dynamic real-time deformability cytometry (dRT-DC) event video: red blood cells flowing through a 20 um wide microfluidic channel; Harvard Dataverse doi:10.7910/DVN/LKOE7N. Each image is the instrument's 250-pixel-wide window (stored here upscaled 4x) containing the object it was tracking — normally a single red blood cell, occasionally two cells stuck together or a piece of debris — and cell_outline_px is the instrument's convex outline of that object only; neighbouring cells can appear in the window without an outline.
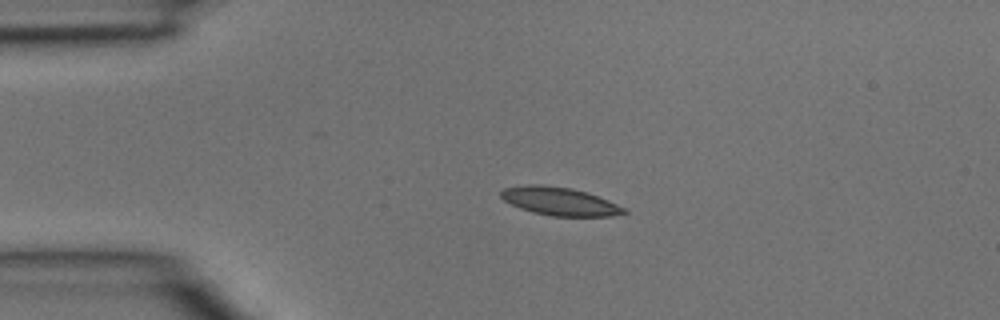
{"species": "common noctule bat (a hibernating species)", "species_latin": "Nyctalus noctula", "temperature_condition": "room temperature", "stored_images_in_passage": 1, "camera_frame_rate_fps": 3000, "um_per_image_px": 0.085, "animal": {"sex": "male", "body_mass_g": 15.6}, "frame": {"image": 1, "passage_image": 1, "time_ms": 0.0, "image_size_px": [1000, 320], "cell_outline_px": [[628, 212], [612, 216], [552, 216], [532, 212], [520, 208], [504, 200], [500, 196], [500, 192], [504, 188], [528, 184], [540, 184], [572, 188], [588, 192], [628, 208]], "centroid_in_image_um": [47.6, 17.11], "position_along_channel_um": 37.4, "area_um2": 20.35}}